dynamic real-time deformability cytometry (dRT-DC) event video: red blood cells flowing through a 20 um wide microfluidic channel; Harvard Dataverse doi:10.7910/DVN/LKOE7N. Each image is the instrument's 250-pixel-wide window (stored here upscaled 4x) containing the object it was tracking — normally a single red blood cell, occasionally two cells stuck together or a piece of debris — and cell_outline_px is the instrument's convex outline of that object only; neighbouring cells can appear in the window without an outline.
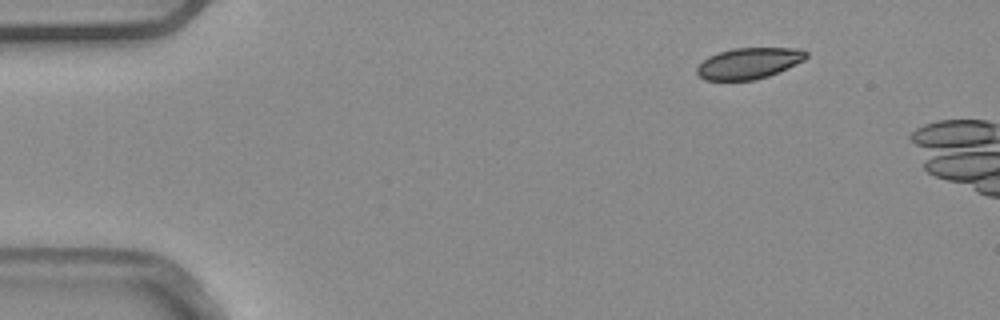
{"species": "common noctule bat (a hibernating species)", "species_latin": "Nyctalus noctula", "temperature_condition": "warm", "stored_images_in_passage": 2, "camera_frame_rate_fps": 3000, "um_per_image_px": 0.085, "animal": {"sex": "male", "body_mass_g": 20.4}, "frame": {"image": 1, "passage_image": 1, "time_ms": 0.0, "image_size_px": [1000, 320], "cell_outline_px": [[808, 56], [804, 60], [796, 64], [768, 76], [752, 80], [704, 80], [696, 72], [696, 68], [708, 56], [732, 48], [800, 48], [808, 52]], "centroid_in_image_um": [63.66, 5.37], "position_along_channel_um": 21.3, "area_um2": 19.71}}